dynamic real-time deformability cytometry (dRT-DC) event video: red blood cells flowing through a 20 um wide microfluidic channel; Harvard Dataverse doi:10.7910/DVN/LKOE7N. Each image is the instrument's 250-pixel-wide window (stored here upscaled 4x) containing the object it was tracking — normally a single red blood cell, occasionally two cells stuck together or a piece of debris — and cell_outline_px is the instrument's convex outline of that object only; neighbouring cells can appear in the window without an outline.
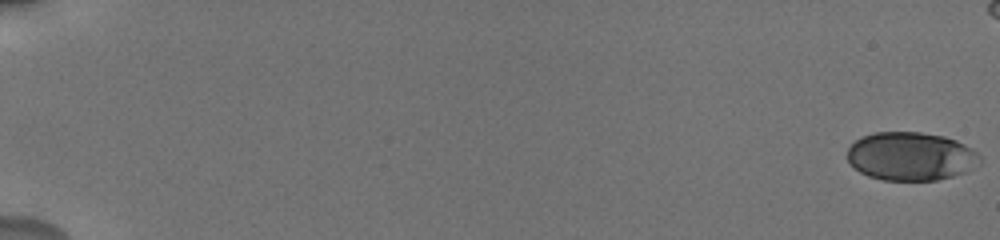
{"species": "human", "species_latin": "Homo sapiens", "temperature_condition": "cold", "stored_images_in_passage": 11, "camera_frame_rate_fps": 3000, "um_per_image_px": 0.085, "donor": {"sex": "male"}, "frame": {"image": 1, "passage_image": 1, "time_ms": 0.0, "image_size_px": [1000, 240], "cell_outline_px": [[980, 164], [964, 172], [952, 176], [936, 180], [884, 180], [868, 176], [860, 172], [848, 160], [848, 148], [856, 140], [872, 132], [920, 132], [944, 136], [956, 140], [972, 148], [980, 156]], "centroid_in_image_um": [77.43, 13.28], "position_along_channel_um": 7.6, "area_um2": 37.28}}
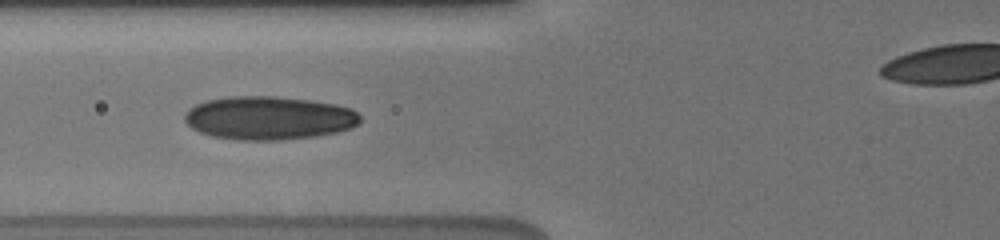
{"frame": {"image": 2, "passage_image": 10, "time_ms": 8.0, "image_size_px": [1000, 240], "cell_outline_px": [[360, 124], [352, 128], [336, 132], [316, 136], [280, 140], [236, 140], [212, 136], [200, 132], [192, 128], [184, 120], [184, 112], [188, 108], [196, 104], [208, 100], [232, 96], [276, 96], [312, 100], [336, 104], [352, 108], [360, 116]], "centroid_in_image_um": [22.86, 10.02], "position_along_channel_um": 102.9, "area_um2": 44.74}}